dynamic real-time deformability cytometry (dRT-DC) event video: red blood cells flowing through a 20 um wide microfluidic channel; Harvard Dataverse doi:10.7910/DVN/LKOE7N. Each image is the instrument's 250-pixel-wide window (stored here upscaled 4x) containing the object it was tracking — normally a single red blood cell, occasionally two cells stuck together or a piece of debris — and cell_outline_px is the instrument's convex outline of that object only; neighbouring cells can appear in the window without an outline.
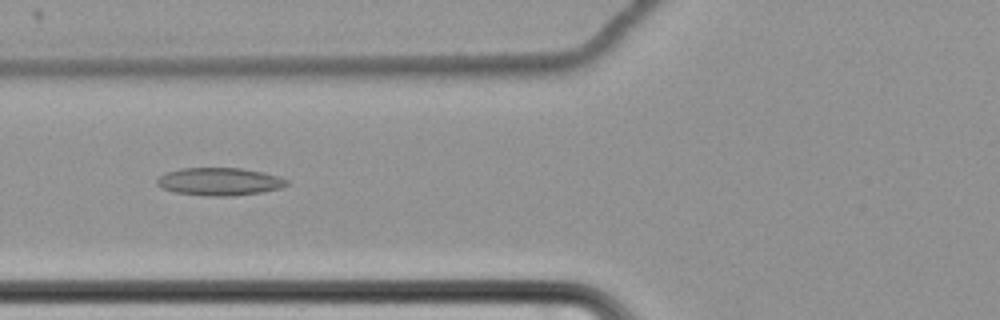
{"species": "common noctule bat (a hibernating species)", "species_latin": "Nyctalus noctula", "temperature_condition": "cold", "stored_images_in_passage": 64, "camera_frame_rate_fps": 3000, "um_per_image_px": 0.085, "animal": {"sex": "female", "body_mass_g": 22.7, "forearm_length_mm": 54.2}, "frame": {"image": 1, "passage_image": 28, "time_ms": 9.0, "image_size_px": [1000, 320], "cell_outline_px": [[288, 184], [280, 188], [260, 192], [232, 196], [208, 196], [176, 192], [164, 188], [156, 184], [156, 180], [164, 172], [180, 168], [240, 168], [264, 172], [280, 176], [288, 180]], "centroid_in_image_um": [18.66, 15.42], "position_along_channel_um": 107.1, "area_um2": 20.98}}
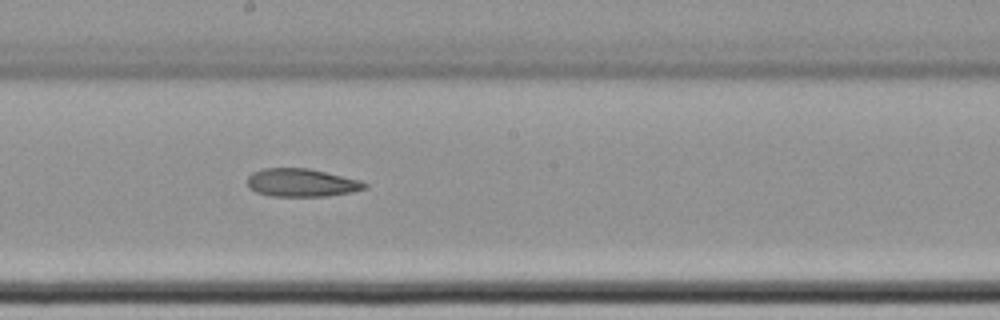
{"frame": {"image": 2, "passage_image": 38, "time_ms": 12.333, "image_size_px": [1000, 320], "cell_outline_px": [[368, 188], [352, 192], [328, 196], [272, 196], [256, 192], [248, 188], [248, 176], [252, 172], [264, 168], [308, 168], [360, 180], [368, 184]], "centroid_in_image_um": [25.64, 15.53], "position_along_channel_um": 222.6, "area_um2": 19.25}}
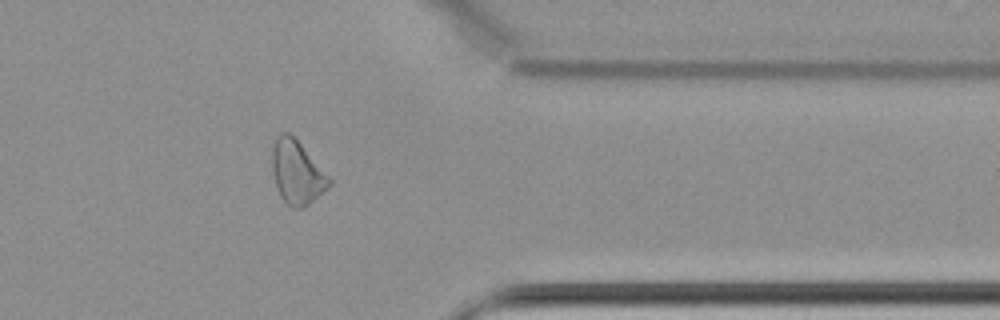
{"frame": {"image": 3, "passage_image": 53, "time_ms": 17.333, "image_size_px": [1000, 320], "cell_outline_px": [[332, 184], [304, 208], [292, 208], [280, 196], [276, 184], [272, 168], [272, 148], [276, 136], [280, 132], [288, 132], [300, 144], [332, 180]], "centroid_in_image_um": [25.22, 14.66], "position_along_channel_um": 386.2, "area_um2": 20.75}}